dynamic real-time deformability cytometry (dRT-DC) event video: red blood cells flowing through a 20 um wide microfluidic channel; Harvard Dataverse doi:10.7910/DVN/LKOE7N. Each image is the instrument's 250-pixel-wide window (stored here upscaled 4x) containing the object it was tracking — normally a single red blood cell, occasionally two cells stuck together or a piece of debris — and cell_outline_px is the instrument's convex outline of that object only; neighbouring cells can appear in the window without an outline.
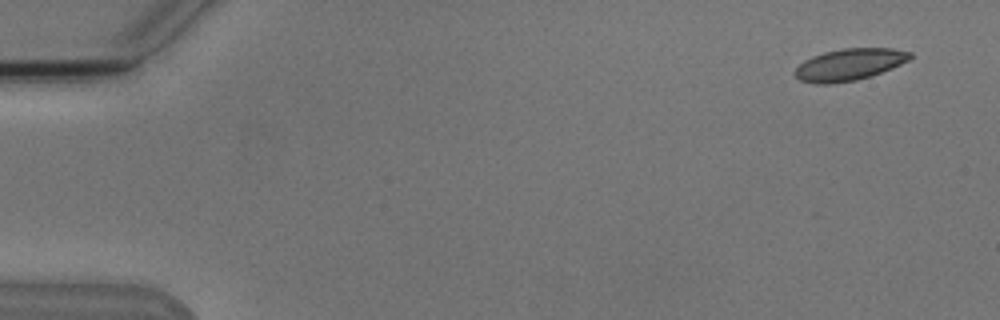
{"species": "Egyptian fruit bat (a non-hibernating species)", "species_latin": "Rousettus aegyptiacus", "temperature_condition": "cold", "stored_images_in_passage": 4, "camera_frame_rate_fps": 3000, "um_per_image_px": 0.085, "animal": {"sex": "male"}, "frame": {"image": 1, "passage_image": 1, "time_ms": 0.0, "image_size_px": [1000, 320], "cell_outline_px": [[912, 56], [908, 60], [892, 68], [872, 76], [856, 80], [832, 84], [816, 84], [800, 80], [796, 76], [796, 68], [804, 60], [812, 56], [824, 52], [844, 48], [892, 48], [912, 52]], "centroid_in_image_um": [72.2, 5.49], "position_along_channel_um": 12.8, "area_um2": 21.33}}
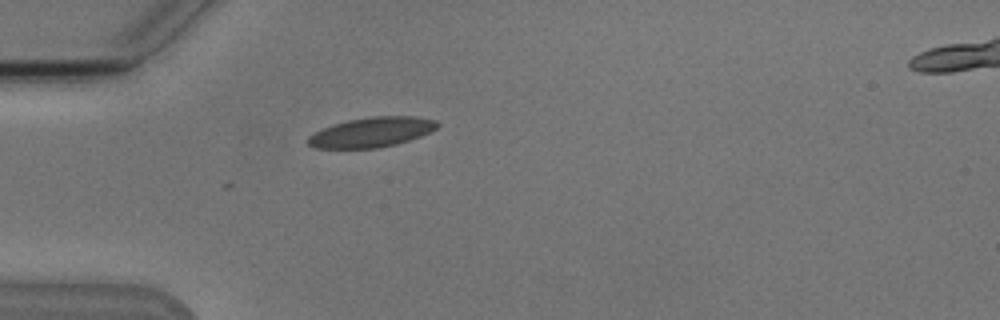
{"frame": {"image": 2, "passage_image": 4, "time_ms": 4.333, "image_size_px": [1000, 320], "cell_outline_px": [[440, 124], [436, 128], [420, 136], [396, 144], [380, 148], [316, 148], [308, 144], [308, 136], [332, 124], [348, 120], [372, 116], [416, 116], [436, 120]], "centroid_in_image_um": [31.6, 11.23], "position_along_channel_um": 53.4, "area_um2": 22.37}}